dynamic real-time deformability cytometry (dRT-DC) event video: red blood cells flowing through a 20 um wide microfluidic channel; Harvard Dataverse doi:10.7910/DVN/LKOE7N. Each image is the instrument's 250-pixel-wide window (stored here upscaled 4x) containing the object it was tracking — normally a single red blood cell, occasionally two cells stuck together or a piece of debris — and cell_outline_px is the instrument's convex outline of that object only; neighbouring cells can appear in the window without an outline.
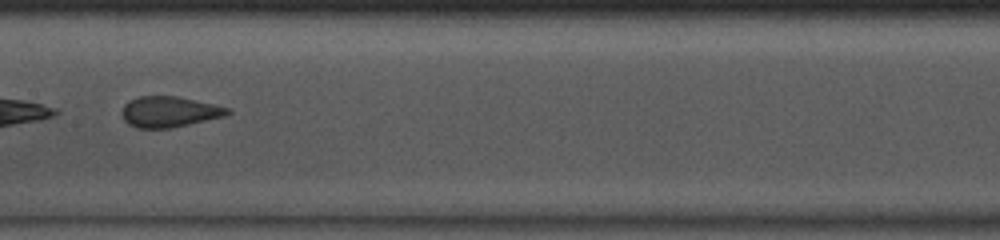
{"species": "common noctule bat (a hibernating species)", "species_latin": "Nyctalus noctula", "temperature_condition": "room temperature", "stored_images_in_passage": 34, "camera_frame_rate_fps": 3000, "um_per_image_px": 0.085, "animal": {"sex": "male", "body_mass_g": 13.0, "forearm_length_mm": 53.1}, "frame": {"image": 1, "passage_image": 25, "time_ms": 8.0, "image_size_px": [1000, 240], "cell_outline_px": [[232, 112], [224, 116], [172, 128], [136, 128], [128, 124], [124, 120], [124, 104], [140, 96], [176, 96], [212, 104], [228, 108]], "centroid_in_image_um": [14.39, 9.51], "position_along_channel_um": 193.0, "area_um2": 18.55}}